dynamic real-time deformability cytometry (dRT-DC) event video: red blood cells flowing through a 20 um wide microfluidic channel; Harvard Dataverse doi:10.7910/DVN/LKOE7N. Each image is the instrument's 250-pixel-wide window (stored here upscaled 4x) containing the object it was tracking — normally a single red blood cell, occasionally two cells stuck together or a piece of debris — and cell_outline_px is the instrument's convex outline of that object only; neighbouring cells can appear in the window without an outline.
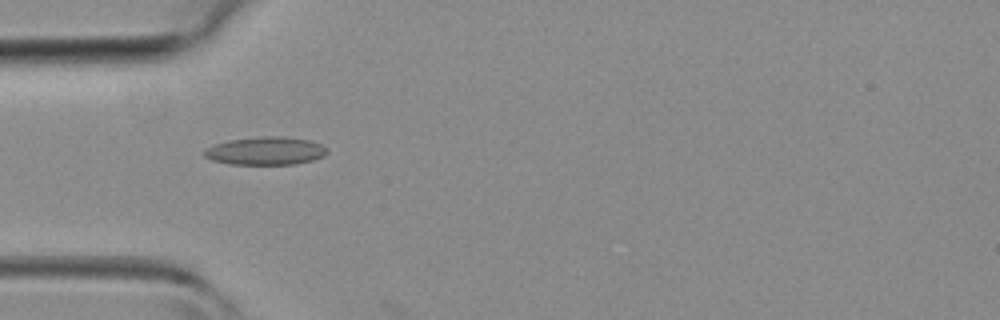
{"species": "common noctule bat (a hibernating species)", "species_latin": "Nyctalus noctula", "temperature_condition": "room temperature", "stored_images_in_passage": 2, "camera_frame_rate_fps": 3000, "um_per_image_px": 0.085, "animal": {"sex": "female", "body_mass_g": 19.3, "forearm_length_mm": 54.1}, "frame": {"image": 1, "passage_image": 1, "time_ms": 0.0, "image_size_px": [1000, 320], "cell_outline_px": [[328, 152], [324, 156], [312, 160], [296, 164], [228, 164], [212, 160], [204, 156], [204, 152], [208, 148], [216, 144], [228, 140], [260, 136], [284, 136], [312, 140], [328, 148]], "centroid_in_image_um": [22.62, 12.82], "position_along_channel_um": 62.4, "area_um2": 20.17}}